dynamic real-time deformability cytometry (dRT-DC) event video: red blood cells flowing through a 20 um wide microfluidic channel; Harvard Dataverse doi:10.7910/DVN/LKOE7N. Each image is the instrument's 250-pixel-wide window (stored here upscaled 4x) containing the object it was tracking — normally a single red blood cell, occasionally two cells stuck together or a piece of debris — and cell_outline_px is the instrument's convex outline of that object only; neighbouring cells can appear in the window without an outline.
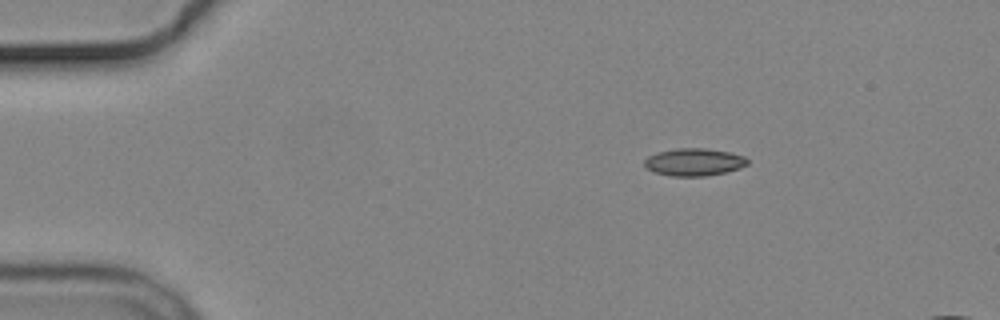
{"species": "common noctule bat (a hibernating species)", "species_latin": "Nyctalus noctula", "temperature_condition": "cold", "stored_images_in_passage": 4, "camera_frame_rate_fps": 3000, "um_per_image_px": 0.085, "animal": {"sex": "male", "body_mass_g": 19.2, "forearm_length_mm": 51.8}, "frame": {"image": 1, "passage_image": 1, "time_ms": 0.0, "image_size_px": [1000, 320], "cell_outline_px": [[748, 164], [740, 168], [724, 172], [704, 176], [672, 176], [656, 172], [648, 168], [644, 164], [644, 160], [648, 156], [660, 152], [676, 148], [704, 148], [728, 152], [744, 156], [748, 160]], "centroid_in_image_um": [59.01, 13.77], "position_along_channel_um": 26.0, "area_um2": 16.24}}